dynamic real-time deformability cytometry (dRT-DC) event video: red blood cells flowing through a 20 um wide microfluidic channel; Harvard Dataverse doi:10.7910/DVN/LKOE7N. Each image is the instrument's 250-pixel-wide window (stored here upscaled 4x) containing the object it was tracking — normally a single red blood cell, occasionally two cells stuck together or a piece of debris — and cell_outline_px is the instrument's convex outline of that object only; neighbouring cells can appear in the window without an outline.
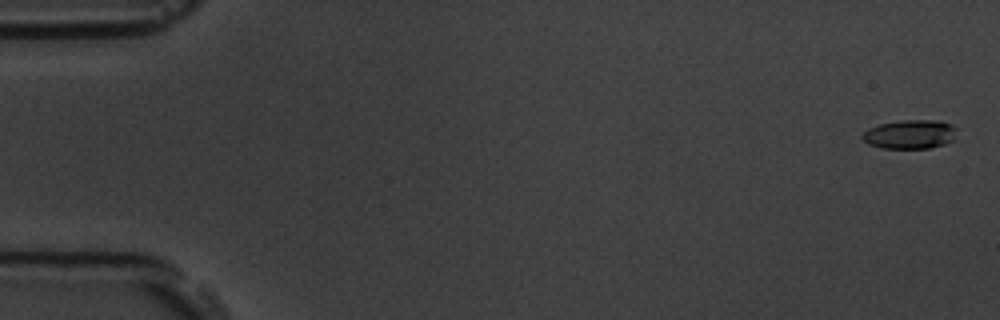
{"species": "common noctule bat (a hibernating species)", "species_latin": "Nyctalus noctula", "temperature_condition": "room temperature", "stored_images_in_passage": 10, "camera_frame_rate_fps": 3000, "um_per_image_px": 0.085, "animal": {"sex": "male", "body_mass_g": 19.5, "forearm_length_mm": 54.6}, "frame": {"image": 1, "passage_image": 1, "time_ms": 0.0, "image_size_px": [1000, 320], "cell_outline_px": [[952, 140], [944, 144], [928, 148], [880, 148], [868, 144], [860, 136], [868, 128], [880, 124], [900, 120], [940, 120], [952, 124]], "centroid_in_image_um": [77.27, 11.41], "position_along_channel_um": 7.7, "area_um2": 15.72}}
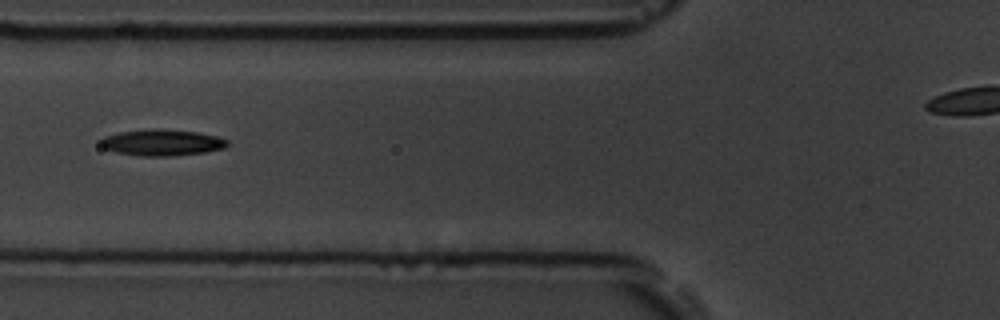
{"frame": {"image": 2, "passage_image": 6, "time_ms": 1.667, "image_size_px": [1000, 320], "cell_outline_px": [[228, 144], [224, 148], [204, 152], [172, 156], [140, 156], [116, 152], [104, 148], [100, 144], [100, 140], [104, 136], [120, 132], [152, 128], [160, 128], [196, 132], [216, 136], [228, 140]], "centroid_in_image_um": [13.75, 12.11], "position_along_channel_um": 112.1, "area_um2": 19.42}}
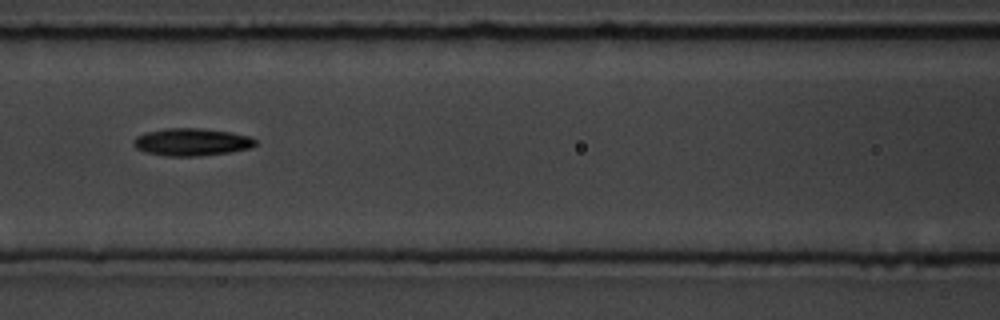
{"frame": {"image": 3, "passage_image": 7, "time_ms": 2.0, "image_size_px": [1000, 320], "cell_outline_px": [[256, 144], [252, 148], [232, 152], [200, 156], [168, 156], [148, 152], [136, 148], [132, 144], [132, 140], [136, 136], [144, 132], [164, 128], [200, 128], [232, 132], [248, 136], [256, 140]], "centroid_in_image_um": [16.29, 12.06], "position_along_channel_um": 150.3, "area_um2": 19.71}}